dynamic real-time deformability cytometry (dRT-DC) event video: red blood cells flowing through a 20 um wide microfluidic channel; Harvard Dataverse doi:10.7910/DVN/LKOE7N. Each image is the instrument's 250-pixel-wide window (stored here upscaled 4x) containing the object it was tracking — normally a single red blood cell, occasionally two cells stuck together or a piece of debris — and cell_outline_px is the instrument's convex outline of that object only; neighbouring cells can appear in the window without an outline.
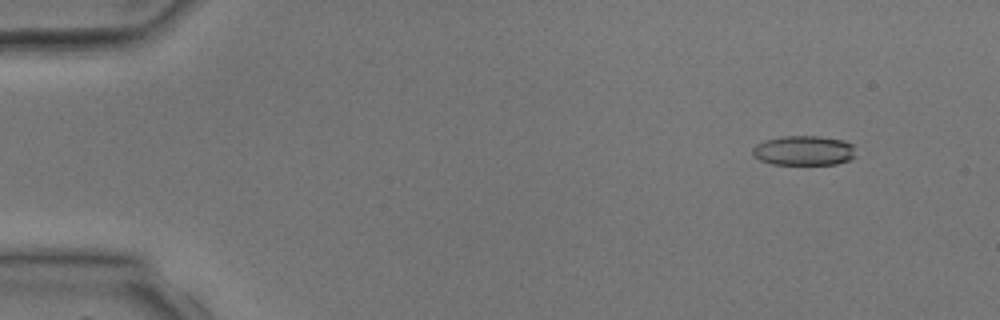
{"species": "common noctule bat (a hibernating species)", "species_latin": "Nyctalus noctula", "temperature_condition": "room temperature", "stored_images_in_passage": 3, "camera_frame_rate_fps": 3000, "um_per_image_px": 0.085, "animal": {"sex": "male", "body_mass_g": 17.9, "forearm_length_mm": 54.2}, "frame": {"image": 1, "passage_image": 1, "time_ms": 0.0, "image_size_px": [1000, 320], "cell_outline_px": [[856, 156], [848, 160], [836, 164], [772, 164], [760, 160], [752, 156], [752, 148], [756, 144], [764, 140], [784, 136], [820, 136], [844, 140], [852, 144]], "centroid_in_image_um": [68.31, 12.79], "position_along_channel_um": 16.7, "area_um2": 17.98}}
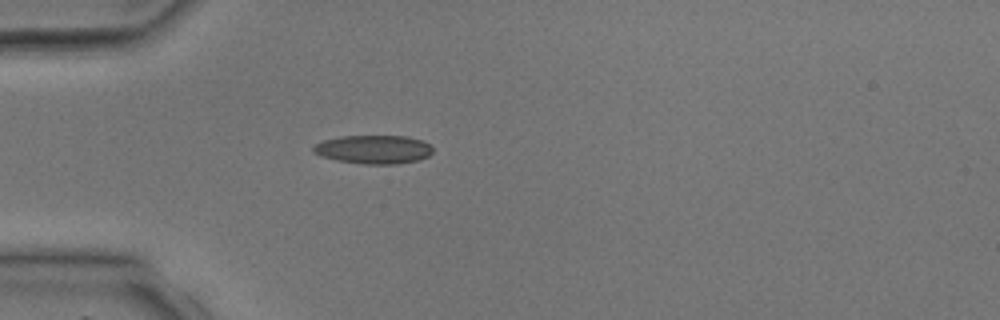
{"frame": {"image": 2, "passage_image": 3, "time_ms": 2.667, "image_size_px": [1000, 320], "cell_outline_px": [[432, 152], [428, 156], [420, 160], [396, 164], [364, 164], [336, 160], [320, 156], [312, 152], [312, 148], [316, 144], [324, 140], [340, 136], [408, 136], [424, 140], [432, 148]], "centroid_in_image_um": [31.76, 12.7], "position_along_channel_um": 53.2, "area_um2": 20.06}}